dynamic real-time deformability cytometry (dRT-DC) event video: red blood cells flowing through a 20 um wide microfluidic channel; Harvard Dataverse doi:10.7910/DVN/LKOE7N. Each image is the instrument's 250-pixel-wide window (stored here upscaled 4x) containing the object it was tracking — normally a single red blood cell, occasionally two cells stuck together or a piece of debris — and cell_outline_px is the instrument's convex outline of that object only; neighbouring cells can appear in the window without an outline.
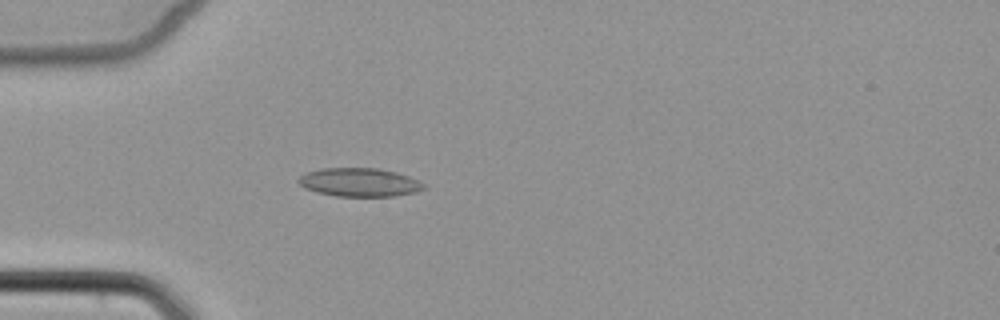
{"species": "common noctule bat (a hibernating species)", "species_latin": "Nyctalus noctula", "temperature_condition": "cold", "stored_images_in_passage": 4, "camera_frame_rate_fps": 3000, "um_per_image_px": 0.085, "animal": {"sex": "female", "body_mass_g": 22.7, "forearm_length_mm": 54.2}, "frame": {"image": 1, "passage_image": 4, "time_ms": 4.667, "image_size_px": [1000, 320], "cell_outline_px": [[424, 188], [416, 192], [392, 196], [336, 196], [316, 192], [304, 188], [296, 180], [300, 176], [308, 172], [320, 168], [376, 168], [396, 172], [408, 176], [424, 184]], "centroid_in_image_um": [30.51, 15.49], "position_along_channel_um": 54.5, "area_um2": 20.69}}